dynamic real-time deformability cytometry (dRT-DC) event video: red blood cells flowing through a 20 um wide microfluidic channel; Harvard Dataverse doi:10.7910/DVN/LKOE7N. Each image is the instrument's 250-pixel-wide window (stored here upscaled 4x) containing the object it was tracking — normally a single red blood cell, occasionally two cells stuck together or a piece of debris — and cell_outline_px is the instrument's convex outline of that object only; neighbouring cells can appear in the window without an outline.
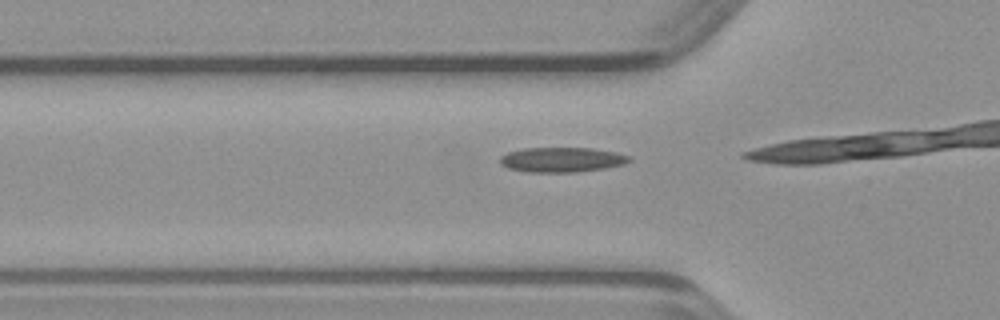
{"species": "common noctule bat (a hibernating species)", "species_latin": "Nyctalus noctula", "temperature_condition": "warm", "stored_images_in_passage": 8, "camera_frame_rate_fps": 3000, "um_per_image_px": 0.085, "animal": {"sex": "male", "body_mass_g": 23.1, "forearm_length_mm": 52.7}, "frame": {"image": 1, "passage_image": 5, "time_ms": 1.333, "image_size_px": [1000, 320], "cell_outline_px": [[632, 160], [624, 164], [604, 168], [576, 172], [528, 172], [508, 168], [500, 164], [500, 156], [508, 152], [524, 148], [592, 148], [616, 152], [632, 156]], "centroid_in_image_um": [47.77, 13.57], "position_along_channel_um": 78.0, "area_um2": 18.79}}